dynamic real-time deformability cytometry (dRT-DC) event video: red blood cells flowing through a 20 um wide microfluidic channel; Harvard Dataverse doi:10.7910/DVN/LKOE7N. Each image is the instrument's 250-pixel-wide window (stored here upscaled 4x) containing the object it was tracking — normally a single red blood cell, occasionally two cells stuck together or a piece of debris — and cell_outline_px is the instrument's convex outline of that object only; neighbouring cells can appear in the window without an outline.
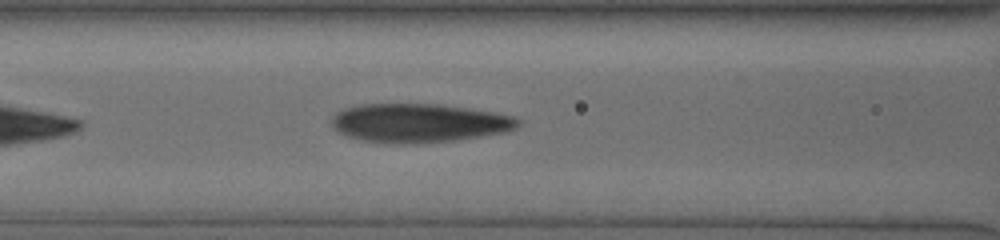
{"species": "human", "species_latin": "Homo sapiens", "temperature_condition": "cold", "stored_images_in_passage": 16, "camera_frame_rate_fps": 3000, "um_per_image_px": 0.085, "donor": {"sex": "male"}, "frame": {"image": 1, "passage_image": 12, "time_ms": 3.667, "image_size_px": [1000, 240], "cell_outline_px": [[520, 124], [516, 128], [504, 132], [456, 140], [404, 144], [396, 144], [360, 140], [348, 136], [340, 132], [332, 124], [332, 116], [336, 112], [344, 108], [360, 104], [440, 104], [468, 108], [492, 112], [512, 116], [520, 120]], "centroid_in_image_um": [35.59, 10.45], "position_along_channel_um": 131.0, "area_um2": 41.96}}